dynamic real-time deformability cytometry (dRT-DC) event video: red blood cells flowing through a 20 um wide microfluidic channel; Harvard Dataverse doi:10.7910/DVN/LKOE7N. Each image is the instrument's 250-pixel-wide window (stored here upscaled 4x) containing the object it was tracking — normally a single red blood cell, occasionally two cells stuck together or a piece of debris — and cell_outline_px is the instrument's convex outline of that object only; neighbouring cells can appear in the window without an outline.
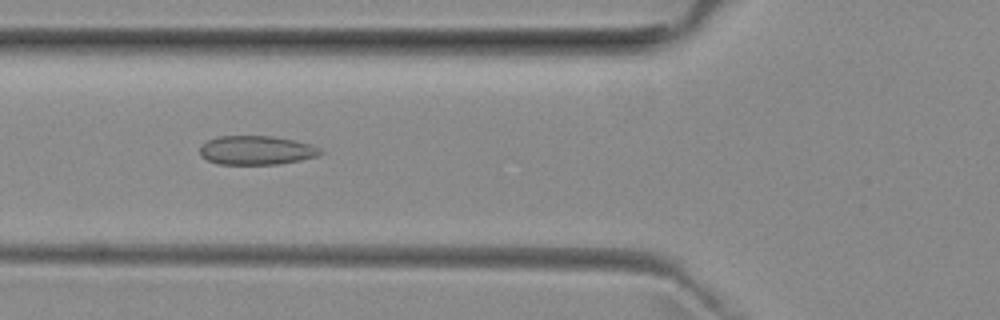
{"species": "common noctule bat (a hibernating species)", "species_latin": "Nyctalus noctula", "temperature_condition": "room temperature", "stored_images_in_passage": 11, "camera_frame_rate_fps": 3000, "um_per_image_px": 0.085, "animal": {"sex": "female", "body_mass_g": 29.2, "forearm_length_mm": 56.3}, "frame": {"image": 1, "passage_image": 6, "time_ms": 1.667, "image_size_px": [1000, 320], "cell_outline_px": [[324, 152], [316, 156], [300, 160], [280, 164], [216, 164], [200, 156], [200, 144], [208, 140], [220, 136], [272, 136], [312, 144], [320, 148]], "centroid_in_image_um": [21.78, 12.77], "position_along_channel_um": 104.0, "area_um2": 20.4}}
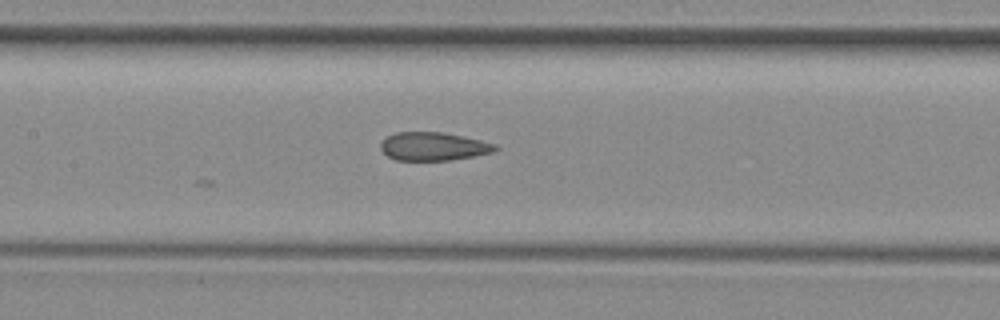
{"frame": {"image": 2, "passage_image": 11, "time_ms": 3.333, "image_size_px": [1000, 320], "cell_outline_px": [[500, 148], [492, 152], [472, 156], [448, 160], [396, 160], [388, 156], [380, 148], [380, 144], [388, 136], [396, 132], [444, 132], [464, 136], [496, 144]], "centroid_in_image_um": [36.85, 12.43], "position_along_channel_um": 170.6, "area_um2": 18.79}}